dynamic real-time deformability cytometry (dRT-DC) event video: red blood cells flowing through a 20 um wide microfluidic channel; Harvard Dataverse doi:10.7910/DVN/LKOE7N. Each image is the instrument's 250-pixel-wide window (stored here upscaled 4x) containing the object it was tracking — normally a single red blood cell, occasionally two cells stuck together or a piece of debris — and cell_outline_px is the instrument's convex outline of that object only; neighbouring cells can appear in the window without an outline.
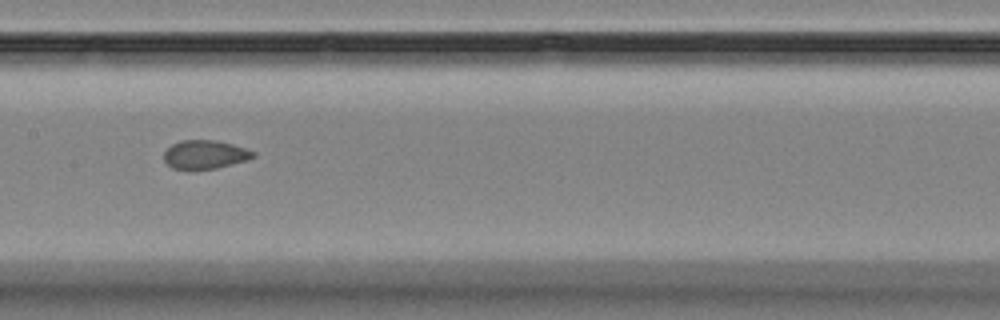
{"species": "Egyptian fruit bat (a non-hibernating species)", "species_latin": "Rousettus aegyptiacus", "temperature_condition": "room temperature", "stored_images_in_passage": 6, "camera_frame_rate_fps": 3000, "um_per_image_px": 0.085, "animal": {"sex": "female"}, "frame": {"image": 1, "passage_image": 5, "time_ms": 4.667, "image_size_px": [1000, 320], "cell_outline_px": [[256, 156], [248, 160], [216, 168], [188, 172], [172, 168], [164, 160], [164, 152], [172, 144], [180, 140], [216, 140], [232, 144], [256, 152]], "centroid_in_image_um": [17.4, 13.17], "position_along_channel_um": 190.0, "area_um2": 15.32}}
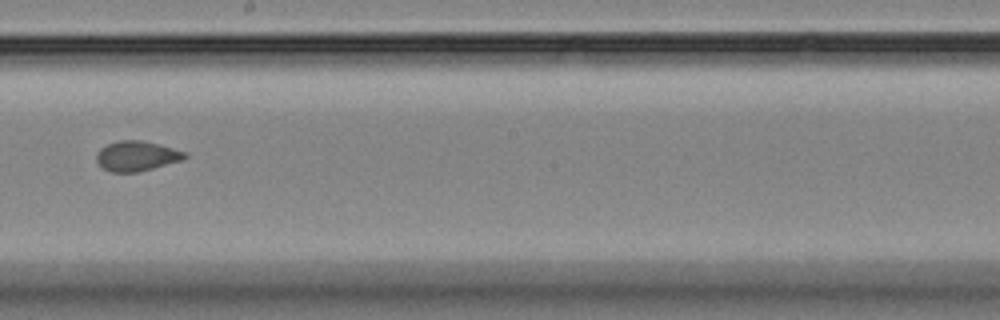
{"frame": {"image": 2, "passage_image": 6, "time_ms": 6.0, "image_size_px": [1000, 320], "cell_outline_px": [[188, 156], [184, 160], [136, 172], [112, 172], [104, 168], [96, 160], [96, 152], [100, 148], [108, 144], [120, 140], [140, 140], [160, 144], [188, 152]], "centroid_in_image_um": [11.65, 13.25], "position_along_channel_um": 236.5, "area_um2": 15.49}}